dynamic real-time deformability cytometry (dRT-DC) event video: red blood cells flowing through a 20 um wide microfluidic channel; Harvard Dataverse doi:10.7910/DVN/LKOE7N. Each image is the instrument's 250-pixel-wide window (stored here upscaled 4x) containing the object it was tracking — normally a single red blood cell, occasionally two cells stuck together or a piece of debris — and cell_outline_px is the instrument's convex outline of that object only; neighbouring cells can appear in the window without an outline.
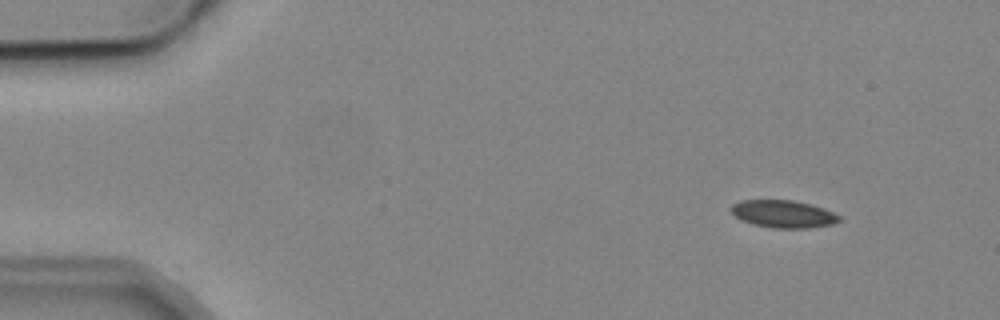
{"species": "common noctule bat (a hibernating species)", "species_latin": "Nyctalus noctula", "temperature_condition": "cold", "stored_images_in_passage": 4, "camera_frame_rate_fps": 3000, "um_per_image_px": 0.085, "animal": {"sex": "male", "body_mass_g": 19.2, "forearm_length_mm": 51.8}, "frame": {"image": 1, "passage_image": 1, "time_ms": 0.0, "image_size_px": [1000, 320], "cell_outline_px": [[840, 220], [832, 224], [808, 228], [772, 228], [752, 224], [740, 220], [732, 212], [732, 204], [740, 200], [792, 200], [824, 208], [840, 216]], "centroid_in_image_um": [66.56, 18.19], "position_along_channel_um": 18.4, "area_um2": 17.22}}
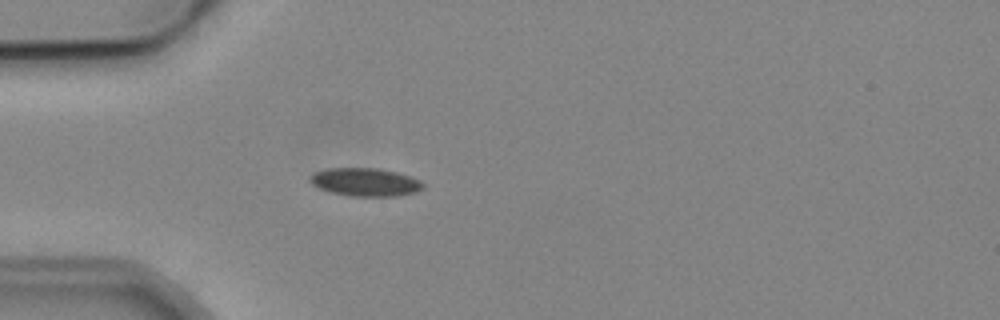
{"frame": {"image": 2, "passage_image": 4, "time_ms": 3.333, "image_size_px": [1000, 320], "cell_outline_px": [[424, 188], [416, 192], [396, 196], [352, 196], [332, 192], [320, 188], [312, 184], [308, 180], [308, 176], [312, 172], [328, 168], [376, 168], [396, 172], [420, 180], [424, 184]], "centroid_in_image_um": [31.02, 15.47], "position_along_channel_um": 54.0, "area_um2": 18.55}}